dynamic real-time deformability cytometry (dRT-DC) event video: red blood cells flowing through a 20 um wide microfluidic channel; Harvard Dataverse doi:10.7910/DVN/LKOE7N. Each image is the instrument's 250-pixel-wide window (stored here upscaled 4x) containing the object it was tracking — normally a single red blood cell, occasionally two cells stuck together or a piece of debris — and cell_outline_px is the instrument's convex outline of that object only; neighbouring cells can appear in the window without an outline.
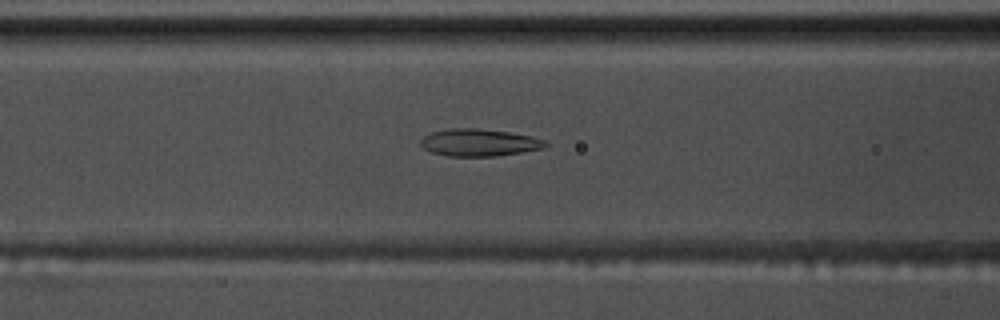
{"species": "common noctule bat (a hibernating species)", "species_latin": "Nyctalus noctula", "temperature_condition": "warm", "stored_images_in_passage": 52, "camera_frame_rate_fps": 3000, "um_per_image_px": 0.085, "animal": {"sex": "male", "body_mass_g": 17.5, "forearm_length_mm": 52.3}, "frame": {"image": 1, "passage_image": 19, "time_ms": 6.0, "image_size_px": [1000, 320], "cell_outline_px": [[548, 144], [544, 148], [496, 156], [448, 156], [432, 152], [424, 148], [420, 144], [420, 140], [424, 136], [432, 132], [448, 128], [476, 128], [508, 132], [528, 136], [544, 140]], "centroid_in_image_um": [40.69, 12.11], "position_along_channel_um": 125.9, "area_um2": 19.59}}
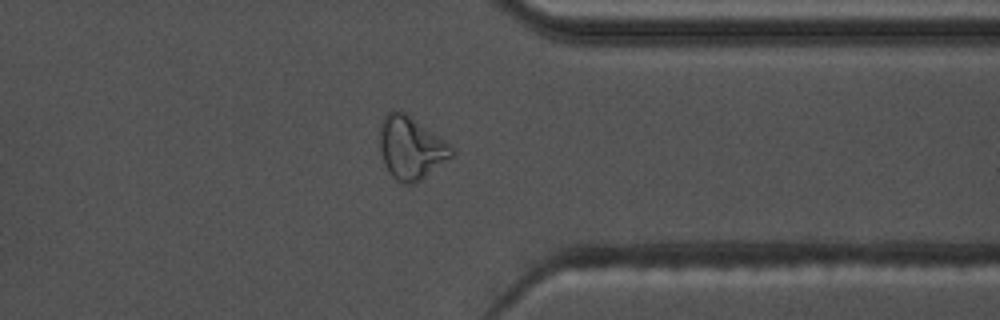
{"frame": {"image": 2, "passage_image": 40, "time_ms": 13.0, "image_size_px": [1000, 320], "cell_outline_px": [[456, 152], [452, 156], [416, 184], [404, 184], [396, 180], [388, 172], [384, 164], [380, 152], [380, 124], [384, 116], [392, 108], [404, 112], [452, 144]], "centroid_in_image_um": [34.93, 12.57], "position_along_channel_um": 376.5, "area_um2": 26.59}}
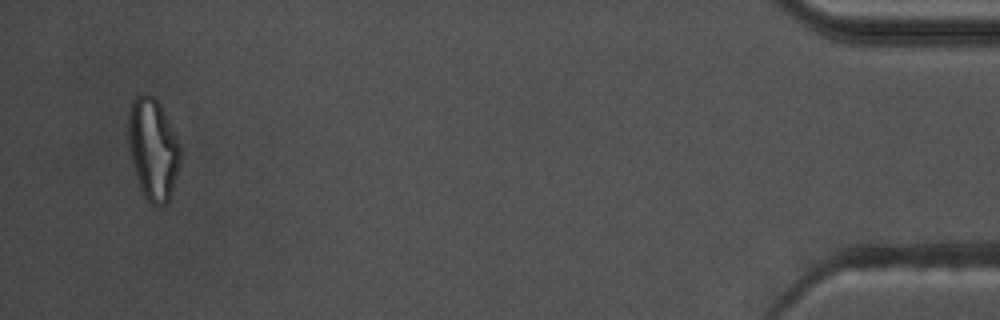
{"frame": {"image": 3, "passage_image": 50, "time_ms": 16.333, "image_size_px": [1000, 320], "cell_outline_px": [[180, 164], [168, 200], [160, 208], [156, 208], [144, 196], [140, 188], [132, 160], [128, 144], [128, 116], [132, 100], [140, 92], [144, 92], [156, 96], [180, 144]], "centroid_in_image_um": [12.99, 12.63], "position_along_channel_um": 422.2, "area_um2": 30.81}, "authors_computed_cell_mechanics": {"area_um2": 21.7328, "velocity_mm_per_s": 3.6489, "shape_relaxation_time_tau1_ms": null, "shape_relaxation_time_tau2_ms": 1.841, "deformation_change_tau1": null, "deformation_change_tau2": 0.1048}}